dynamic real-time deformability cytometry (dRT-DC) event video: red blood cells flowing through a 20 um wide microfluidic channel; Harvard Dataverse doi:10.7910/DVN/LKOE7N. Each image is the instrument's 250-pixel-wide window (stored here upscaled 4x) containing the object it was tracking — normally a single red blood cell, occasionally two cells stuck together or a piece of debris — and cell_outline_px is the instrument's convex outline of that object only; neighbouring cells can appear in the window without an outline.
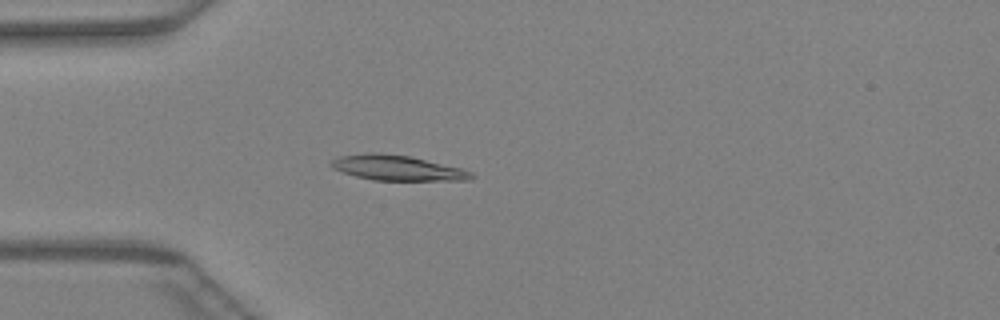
{"species": "Egyptian fruit bat (a non-hibernating species)", "species_latin": "Rousettus aegyptiacus", "temperature_condition": "warm", "stored_images_in_passage": 46, "camera_frame_rate_fps": 3000, "um_per_image_px": 0.085, "animal": {"sex": "female"}, "frame": {"image": 1, "passage_image": 13, "time_ms": 4.0, "image_size_px": [1000, 320], "cell_outline_px": [[476, 176], [468, 180], [372, 180], [356, 176], [332, 168], [328, 164], [332, 160], [340, 156], [368, 152], [380, 152], [408, 156], [460, 168], [472, 172]], "centroid_in_image_um": [33.73, 14.26], "position_along_channel_um": 51.3, "area_um2": 20.4}}
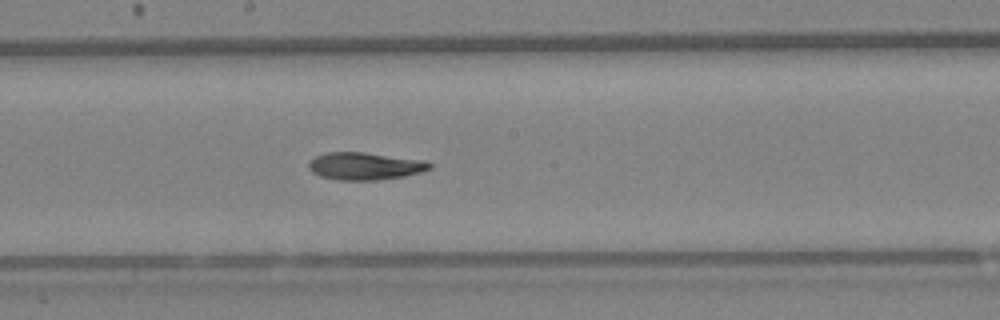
{"frame": {"image": 2, "passage_image": 25, "time_ms": 8.0, "image_size_px": [1000, 320], "cell_outline_px": [[432, 168], [420, 172], [404, 176], [376, 180], [336, 180], [320, 176], [312, 172], [308, 168], [308, 164], [316, 156], [328, 152], [364, 152], [424, 160], [432, 164]], "centroid_in_image_um": [31.01, 14.12], "position_along_channel_um": 217.2, "area_um2": 19.31}}
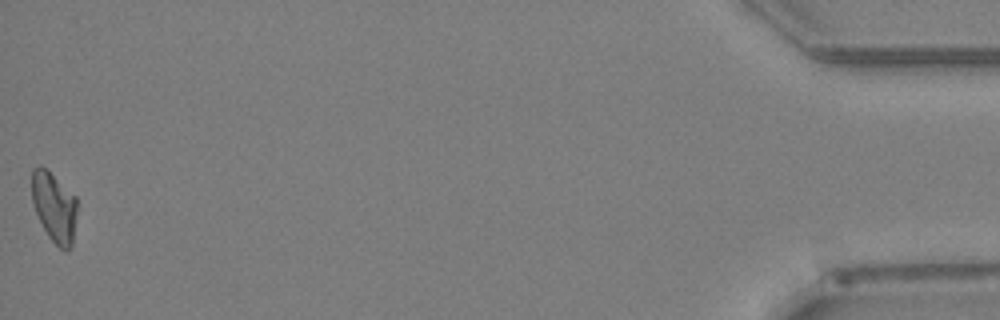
{"frame": {"image": 3, "passage_image": 46, "time_ms": 15.0, "image_size_px": [1000, 320], "cell_outline_px": [[76, 212], [72, 244], [64, 252], [48, 236], [36, 212], [32, 200], [32, 168], [40, 164], [76, 196]], "centroid_in_image_um": [4.6, 17.58], "position_along_channel_um": 430.6, "area_um2": 18.09}}